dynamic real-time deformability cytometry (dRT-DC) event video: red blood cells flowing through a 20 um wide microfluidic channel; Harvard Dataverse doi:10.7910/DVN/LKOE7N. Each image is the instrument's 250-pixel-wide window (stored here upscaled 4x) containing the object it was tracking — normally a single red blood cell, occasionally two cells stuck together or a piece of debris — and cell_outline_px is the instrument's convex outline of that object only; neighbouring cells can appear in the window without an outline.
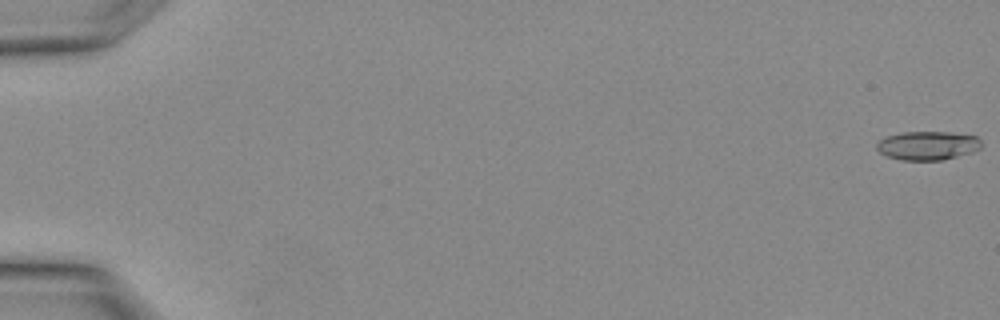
{"species": "Egyptian fruit bat (a non-hibernating species)", "species_latin": "Rousettus aegyptiacus", "temperature_condition": "warm", "stored_images_in_passage": 13, "camera_frame_rate_fps": 3000, "um_per_image_px": 0.085, "animal": {"sex": "female"}, "frame": {"image": 1, "passage_image": 1, "time_ms": 0.0, "image_size_px": [1000, 320], "cell_outline_px": [[984, 144], [980, 148], [972, 152], [940, 160], [904, 160], [888, 156], [880, 152], [876, 148], [876, 144], [884, 136], [900, 132], [948, 132], [976, 136]], "centroid_in_image_um": [78.84, 12.36], "position_along_channel_um": 6.2, "area_um2": 17.51}}
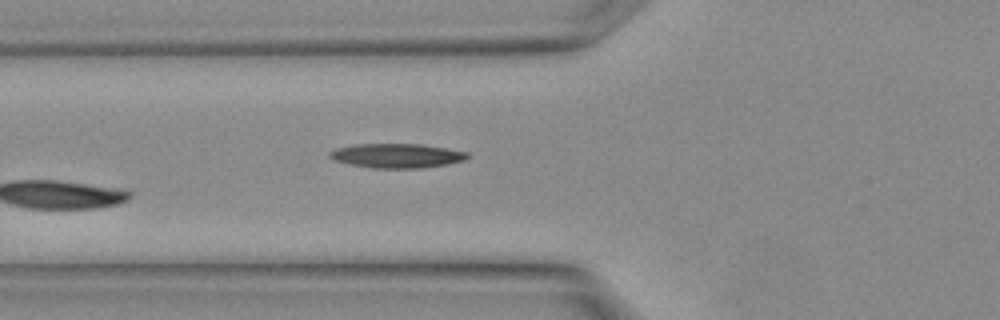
{"frame": {"image": 2, "passage_image": 13, "time_ms": 4.0, "image_size_px": [1000, 320], "cell_outline_px": [[468, 156], [464, 160], [448, 164], [424, 168], [372, 168], [352, 164], [336, 160], [328, 156], [328, 152], [336, 148], [356, 144], [420, 144], [468, 152]], "centroid_in_image_um": [33.73, 13.23], "position_along_channel_um": 92.1, "area_um2": 19.36}}